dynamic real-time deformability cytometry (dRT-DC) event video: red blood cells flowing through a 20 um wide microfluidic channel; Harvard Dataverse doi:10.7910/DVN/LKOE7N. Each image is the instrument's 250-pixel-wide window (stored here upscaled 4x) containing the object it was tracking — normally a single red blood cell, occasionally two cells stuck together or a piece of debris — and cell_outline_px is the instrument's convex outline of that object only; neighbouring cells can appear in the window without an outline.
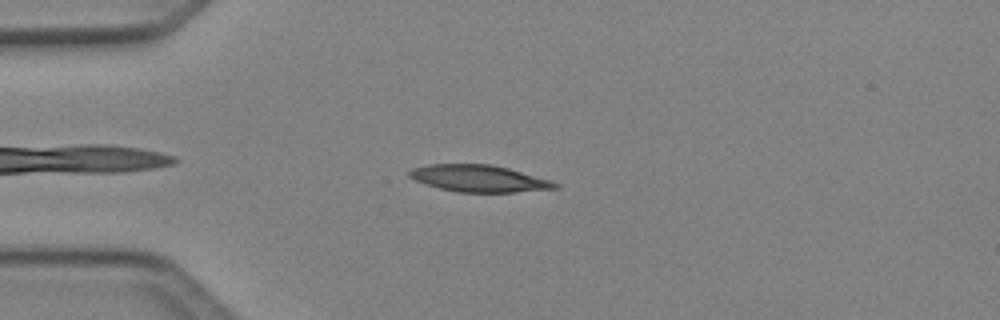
{"species": "Egyptian fruit bat (a non-hibernating species)", "species_latin": "Rousettus aegyptiacus", "temperature_condition": "cold", "stored_images_in_passage": 41, "camera_frame_rate_fps": 3000, "um_per_image_px": 0.085, "animal": {"sex": "female"}, "frame": {"image": 1, "passage_image": 4, "time_ms": 1.0, "image_size_px": [1000, 320], "cell_outline_px": [[560, 188], [512, 192], [456, 192], [424, 184], [408, 176], [408, 172], [412, 168], [428, 164], [492, 164], [508, 168], [552, 180], [560, 184]], "centroid_in_image_um": [40.73, 15.17], "position_along_channel_um": 44.3, "area_um2": 22.89}}
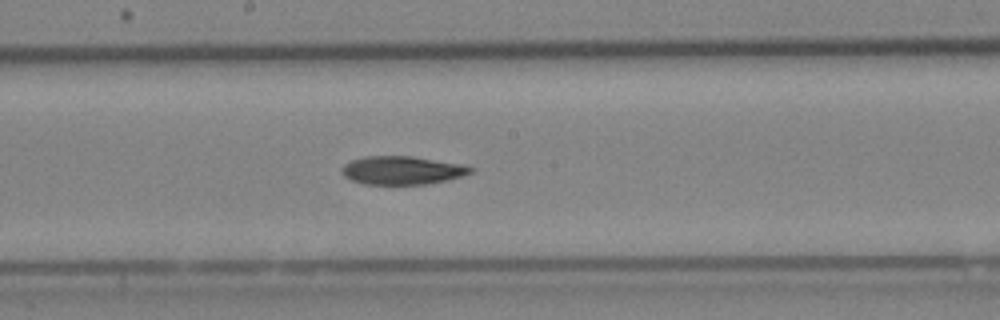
{"frame": {"image": 2, "passage_image": 18, "time_ms": 5.667, "image_size_px": [1000, 320], "cell_outline_px": [[472, 172], [448, 180], [428, 184], [364, 184], [352, 180], [344, 176], [340, 172], [344, 164], [352, 160], [364, 156], [412, 156], [464, 164], [472, 168]], "centroid_in_image_um": [34.17, 14.47], "position_along_channel_um": 214.0, "area_um2": 21.27}}
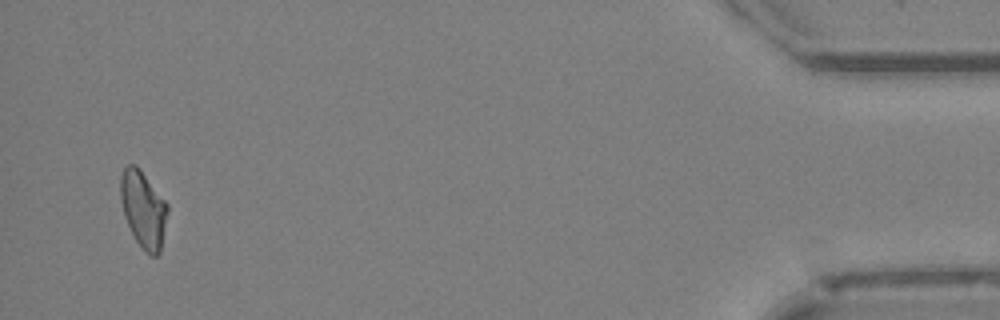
{"frame": {"image": 3, "passage_image": 39, "time_ms": 12.667, "image_size_px": [1000, 320], "cell_outline_px": [[168, 212], [160, 252], [156, 256], [152, 256], [136, 240], [124, 216], [120, 200], [120, 176], [124, 168], [128, 164], [136, 164], [140, 168], [168, 204]], "centroid_in_image_um": [12.18, 17.73], "position_along_channel_um": 423.0, "area_um2": 20.92}}